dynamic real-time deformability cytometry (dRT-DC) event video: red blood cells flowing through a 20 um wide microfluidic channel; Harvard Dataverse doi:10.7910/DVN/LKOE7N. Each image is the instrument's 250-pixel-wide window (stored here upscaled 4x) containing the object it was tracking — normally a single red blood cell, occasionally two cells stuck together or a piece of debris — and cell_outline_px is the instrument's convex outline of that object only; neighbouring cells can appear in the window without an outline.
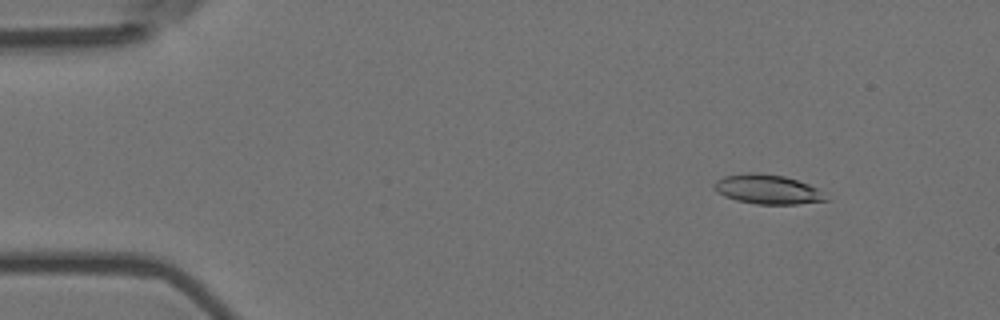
{"species": "Egyptian fruit bat (a non-hibernating species)", "species_latin": "Rousettus aegyptiacus", "temperature_condition": "room temperature", "stored_images_in_passage": 9, "camera_frame_rate_fps": 3000, "um_per_image_px": 0.085, "animal": {"sex": "female"}, "frame": {"image": 1, "passage_image": 3, "time_ms": 0.667, "image_size_px": [1000, 320], "cell_outline_px": [[832, 200], [796, 204], [756, 204], [736, 200], [724, 196], [712, 184], [716, 180], [724, 176], [748, 172], [760, 172], [784, 176], [808, 184], [824, 192]], "centroid_in_image_um": [65.28, 16.09], "position_along_channel_um": 19.7, "area_um2": 19.25}}
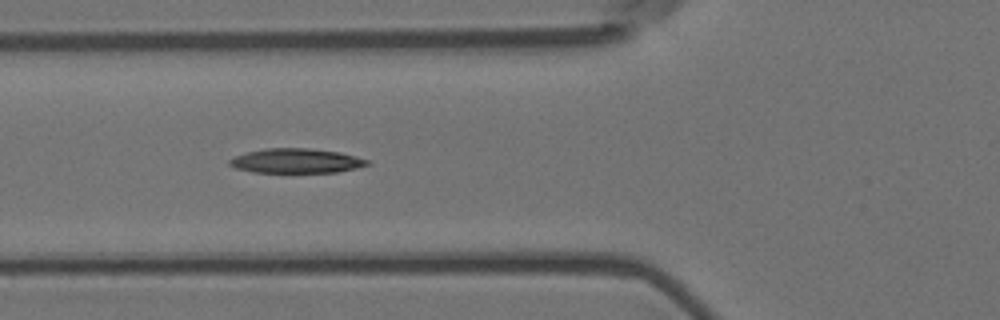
{"frame": {"image": 2, "passage_image": 7, "time_ms": 2.0, "image_size_px": [1000, 320], "cell_outline_px": [[372, 164], [356, 168], [336, 172], [252, 172], [236, 168], [228, 164], [228, 160], [236, 156], [248, 152], [264, 148], [308, 148], [340, 152], [356, 156], [368, 160]], "centroid_in_image_um": [25.19, 13.67], "position_along_channel_um": 100.6, "area_um2": 19.65}}
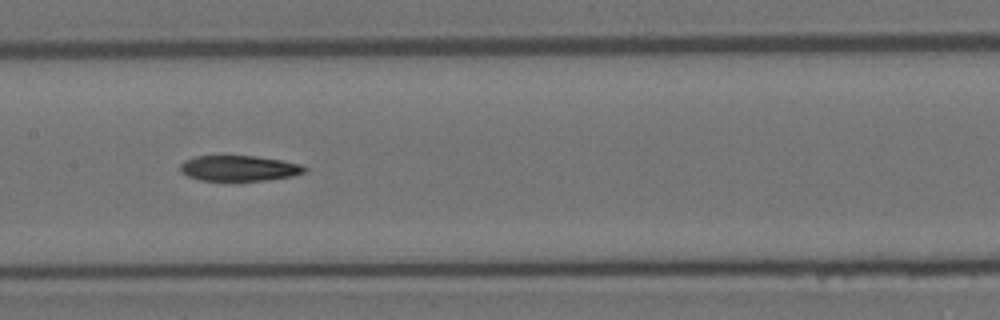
{"frame": {"image": 3, "passage_image": 9, "time_ms": 2.667, "image_size_px": [1000, 320], "cell_outline_px": [[308, 172], [292, 176], [264, 180], [200, 180], [188, 176], [180, 172], [180, 164], [184, 160], [196, 156], [256, 156], [284, 160], [300, 164], [308, 168]], "centroid_in_image_um": [20.35, 14.29], "position_along_channel_um": 187.1, "area_um2": 18.55}}